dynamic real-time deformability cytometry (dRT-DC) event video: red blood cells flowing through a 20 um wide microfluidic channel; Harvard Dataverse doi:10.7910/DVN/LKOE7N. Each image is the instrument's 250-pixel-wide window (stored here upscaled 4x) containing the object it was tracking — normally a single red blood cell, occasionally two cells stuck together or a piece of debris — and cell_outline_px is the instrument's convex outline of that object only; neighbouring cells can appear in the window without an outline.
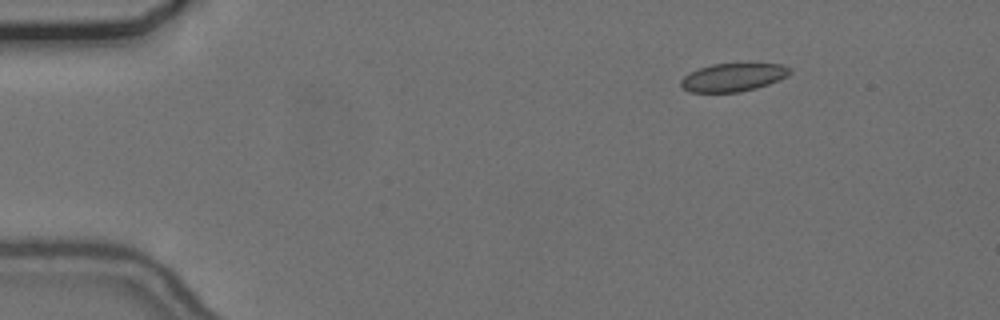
{"species": "common noctule bat (a hibernating species)", "species_latin": "Nyctalus noctula", "temperature_condition": "cold", "stored_images_in_passage": 49, "camera_frame_rate_fps": 3000, "um_per_image_px": 0.085, "animal": {"sex": "female", "body_mass_g": 24.6, "forearm_length_mm": 56.2}, "frame": {"image": 1, "passage_image": 1, "time_ms": 0.0, "image_size_px": [1000, 320], "cell_outline_px": [[792, 72], [788, 76], [768, 84], [756, 88], [740, 92], [688, 92], [680, 84], [680, 80], [688, 72], [712, 64], [784, 64], [792, 68]], "centroid_in_image_um": [62.32, 6.57], "position_along_channel_um": 22.7, "area_um2": 17.92}}
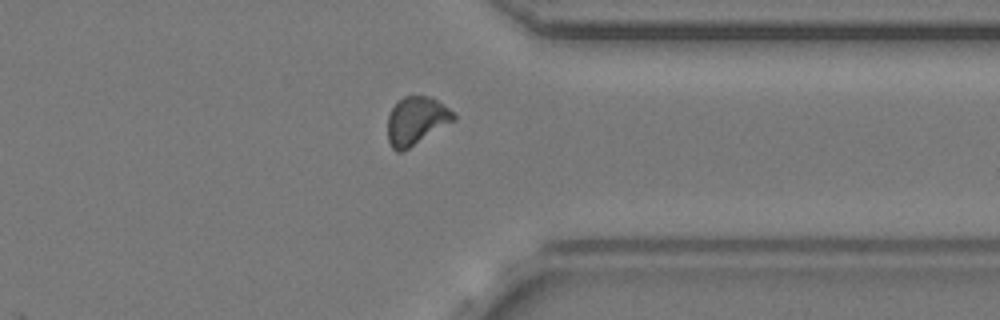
{"frame": {"image": 2, "passage_image": 37, "time_ms": 12.0, "image_size_px": [1000, 320], "cell_outline_px": [[456, 120], [408, 148], [400, 152], [396, 152], [392, 148], [388, 140], [388, 116], [392, 108], [404, 96], [432, 96], [448, 108], [456, 116]], "centroid_in_image_um": [35.39, 10.26], "position_along_channel_um": 376.0, "area_um2": 18.26}}
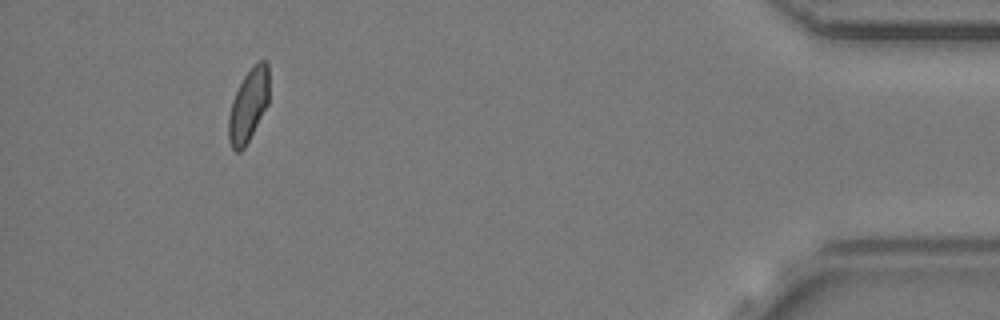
{"frame": {"image": 3, "passage_image": 45, "time_ms": 14.667, "image_size_px": [1000, 320], "cell_outline_px": [[268, 104], [244, 148], [240, 152], [236, 152], [232, 148], [228, 140], [228, 116], [232, 100], [244, 76], [252, 64], [260, 60], [268, 60]], "centroid_in_image_um": [21.11, 8.93], "position_along_channel_um": 414.1, "area_um2": 17.22}, "authors_computed_cell_mechanics": {"area_um2": 18.207, "velocity_mm_per_s": 3.6757, "shape_relaxation_time_tau1_ms": null, "shape_relaxation_time_tau2_ms": 0.9529, "deformation_change_tau1": null, "deformation_change_tau2": 0.0456}}